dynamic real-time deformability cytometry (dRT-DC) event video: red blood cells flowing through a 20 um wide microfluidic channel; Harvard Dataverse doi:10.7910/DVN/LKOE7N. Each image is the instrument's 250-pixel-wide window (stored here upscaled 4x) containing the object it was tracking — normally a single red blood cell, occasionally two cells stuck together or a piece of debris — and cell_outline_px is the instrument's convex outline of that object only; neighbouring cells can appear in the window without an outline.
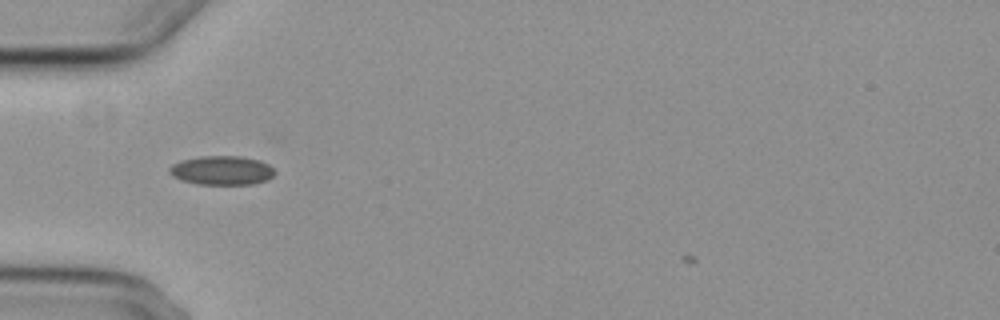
{"species": "common noctule bat (a hibernating species)", "species_latin": "Nyctalus noctula", "temperature_condition": "cold", "stored_images_in_passage": 43, "camera_frame_rate_fps": 3000, "um_per_image_px": 0.085, "animal": {"sex": "female", "body_mass_g": 29.2, "forearm_length_mm": 56.3}, "frame": {"image": 1, "passage_image": 10, "time_ms": 3.0, "image_size_px": [1000, 320], "cell_outline_px": [[276, 172], [268, 180], [252, 184], [196, 184], [180, 180], [172, 176], [168, 172], [168, 168], [172, 164], [184, 160], [204, 156], [240, 156], [260, 160], [268, 164]], "centroid_in_image_um": [18.85, 14.49], "position_along_channel_um": 66.2, "area_um2": 17.86}}
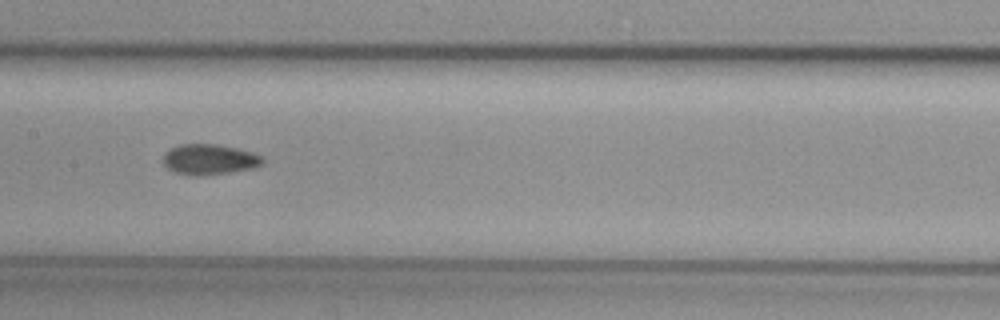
{"frame": {"image": 2, "passage_image": 20, "time_ms": 6.333, "image_size_px": [1000, 320], "cell_outline_px": [[264, 164], [256, 168], [228, 172], [196, 176], [188, 176], [176, 172], [168, 168], [164, 164], [164, 152], [180, 144], [216, 144], [236, 148], [252, 152], [260, 156], [264, 160]], "centroid_in_image_um": [17.81, 13.55], "position_along_channel_um": 189.6, "area_um2": 17.63}}
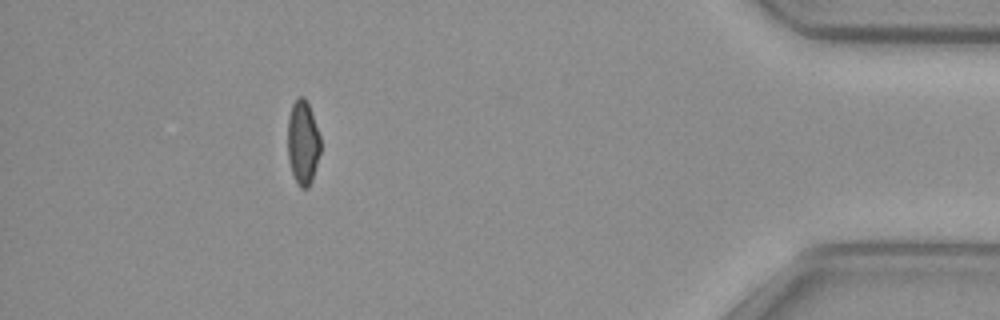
{"frame": {"image": 3, "passage_image": 42, "time_ms": 13.667, "image_size_px": [1000, 320], "cell_outline_px": [[320, 152], [312, 180], [308, 188], [300, 188], [292, 172], [288, 160], [288, 116], [292, 104], [300, 96], [304, 96], [312, 112], [320, 136]], "centroid_in_image_um": [25.74, 12.1], "position_along_channel_um": 409.5, "area_um2": 16.07}}